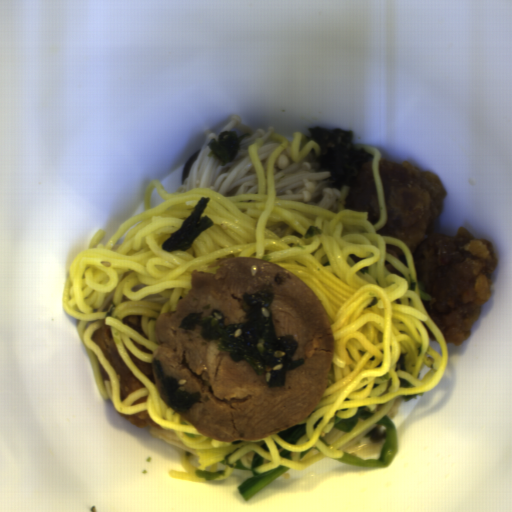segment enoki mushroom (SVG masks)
I'll return each mask as SVG.
<instances>
[{"label": "enoki mushroom", "instance_id": "cea9216a", "mask_svg": "<svg viewBox=\"0 0 512 512\" xmlns=\"http://www.w3.org/2000/svg\"><path fill=\"white\" fill-rule=\"evenodd\" d=\"M223 131H236L238 135L252 136L241 141L238 156L224 166L219 165L208 155L211 151L209 141L217 138ZM272 133L276 134L275 126L265 130L247 125L239 114H233L219 133H209L204 138L196 162L175 193L183 194L195 188H208L224 198L240 194H258L259 178L249 153V145L256 143L265 180V194L268 195L267 160L282 144L280 140L271 136Z\"/></svg>", "mask_w": 512, "mask_h": 512}, {"label": "enoki mushroom", "instance_id": "6df1b440", "mask_svg": "<svg viewBox=\"0 0 512 512\" xmlns=\"http://www.w3.org/2000/svg\"><path fill=\"white\" fill-rule=\"evenodd\" d=\"M329 170H320L318 162L309 156L296 163L291 151L284 149L274 160L276 199L304 203L338 213L341 192L330 188Z\"/></svg>", "mask_w": 512, "mask_h": 512}, {"label": "enoki mushroom", "instance_id": "6f350940", "mask_svg": "<svg viewBox=\"0 0 512 512\" xmlns=\"http://www.w3.org/2000/svg\"><path fill=\"white\" fill-rule=\"evenodd\" d=\"M150 432L152 435L157 436L167 443L171 444L175 448L181 451H185L187 455H194V450L188 447H185L181 438L179 437L177 431L171 428L162 427H150Z\"/></svg>", "mask_w": 512, "mask_h": 512}]
</instances>
